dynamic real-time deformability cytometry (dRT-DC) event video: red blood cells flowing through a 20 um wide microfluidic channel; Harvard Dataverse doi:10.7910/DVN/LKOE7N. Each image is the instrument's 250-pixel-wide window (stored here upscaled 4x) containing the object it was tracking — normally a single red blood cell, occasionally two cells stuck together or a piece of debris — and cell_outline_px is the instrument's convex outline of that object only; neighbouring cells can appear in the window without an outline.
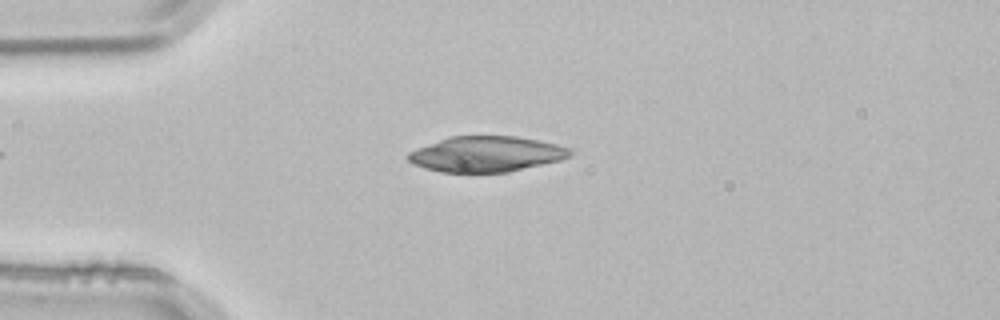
{"species": "common noctule bat (a hibernating species)", "species_latin": "Nyctalus noctula", "temperature_condition": "room temperature", "stored_images_in_passage": 1, "camera_frame_rate_fps": 3000, "um_per_image_px": 0.085, "animal": {"sex": "male", "body_mass_g": 21.5, "forearm_length_mm": 52.0}, "frame": {"image": 1, "passage_image": 1, "time_ms": 0.0, "image_size_px": [1000, 320], "cell_outline_px": [[572, 156], [560, 160], [508, 172], [440, 172], [424, 168], [412, 164], [404, 156], [408, 152], [416, 148], [448, 136], [516, 136], [540, 140], [572, 148]], "centroid_in_image_um": [41.31, 13.09], "position_along_channel_um": 43.7, "area_um2": 33.87}}